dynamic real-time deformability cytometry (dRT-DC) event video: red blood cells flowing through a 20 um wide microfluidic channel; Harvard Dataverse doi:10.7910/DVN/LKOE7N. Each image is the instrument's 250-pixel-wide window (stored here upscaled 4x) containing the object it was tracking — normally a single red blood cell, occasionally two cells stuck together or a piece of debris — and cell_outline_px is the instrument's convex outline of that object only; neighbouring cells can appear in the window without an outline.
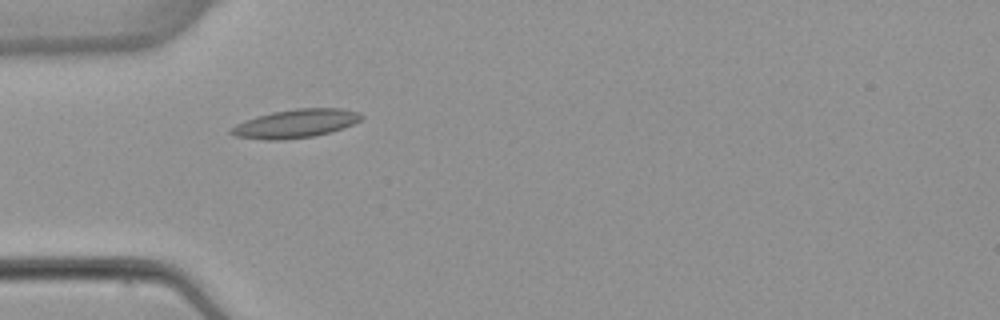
{"species": "common noctule bat (a hibernating species)", "species_latin": "Nyctalus noctula", "temperature_condition": "warm", "stored_images_in_passage": 2, "camera_frame_rate_fps": 3000, "um_per_image_px": 0.085, "animal": {"sex": "female", "body_mass_g": 22.7, "forearm_length_mm": 54.2}, "frame": {"image": 1, "passage_image": 1, "time_ms": 0.0, "image_size_px": [1000, 320], "cell_outline_px": [[364, 116], [360, 120], [352, 124], [328, 132], [312, 136], [280, 140], [264, 140], [236, 136], [228, 132], [228, 128], [244, 120], [256, 116], [272, 112], [296, 108], [340, 108], [360, 112]], "centroid_in_image_um": [25.07, 10.49], "position_along_channel_um": 59.9, "area_um2": 21.56}}
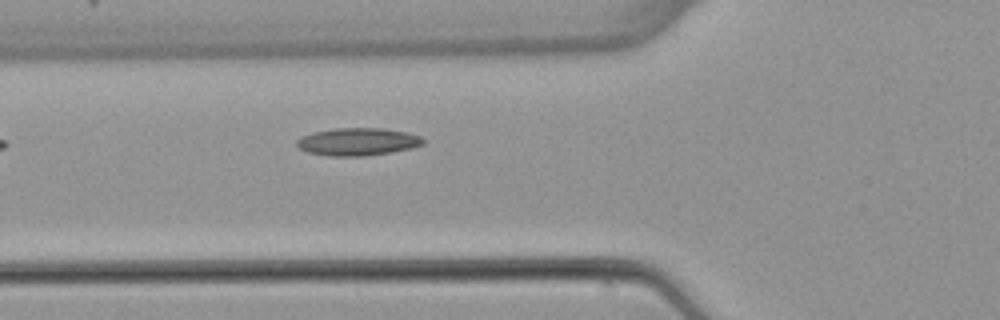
{"frame": {"image": 2, "passage_image": 2, "time_ms": 1.0, "image_size_px": [1000, 320], "cell_outline_px": [[424, 144], [412, 148], [392, 152], [364, 156], [332, 156], [308, 152], [300, 148], [296, 144], [296, 140], [304, 136], [316, 132], [336, 128], [384, 128], [408, 132], [420, 136], [424, 140]], "centroid_in_image_um": [30.46, 12.05], "position_along_channel_um": 95.3, "area_um2": 20.23}}